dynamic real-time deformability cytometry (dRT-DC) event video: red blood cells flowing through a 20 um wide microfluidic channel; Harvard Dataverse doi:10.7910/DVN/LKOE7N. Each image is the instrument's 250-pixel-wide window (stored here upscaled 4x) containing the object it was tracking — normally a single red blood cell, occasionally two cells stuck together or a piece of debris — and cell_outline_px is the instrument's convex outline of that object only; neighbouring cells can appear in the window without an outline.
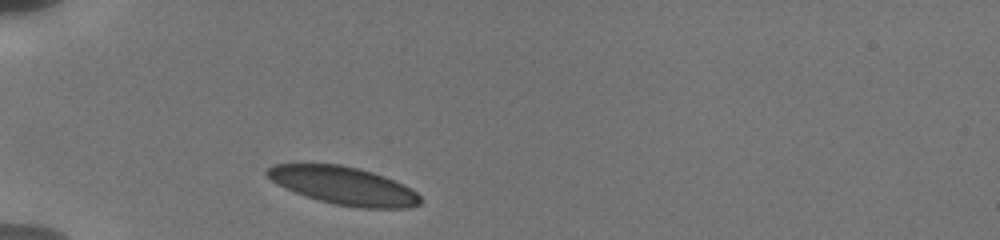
{"species": "human", "species_latin": "Homo sapiens", "temperature_condition": "cold", "stored_images_in_passage": 4, "camera_frame_rate_fps": 3000, "um_per_image_px": 0.085, "donor": {"sex": "male"}, "frame": {"image": 1, "passage_image": 1, "time_ms": 0.0, "image_size_px": [1000, 240], "cell_outline_px": [[420, 204], [404, 208], [364, 208], [336, 204], [320, 200], [296, 192], [272, 180], [264, 172], [272, 164], [340, 164], [372, 172], [384, 176], [404, 184], [412, 188], [420, 196]], "centroid_in_image_um": [29.25, 15.77], "position_along_channel_um": 55.8, "area_um2": 33.29}}
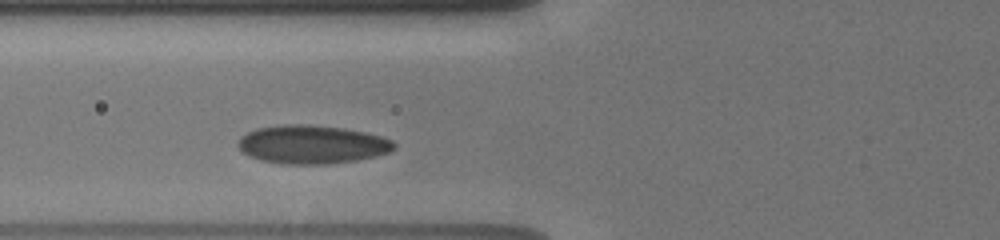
{"frame": {"image": 2, "passage_image": 3, "time_ms": 1.667, "image_size_px": [1000, 240], "cell_outline_px": [[396, 148], [392, 152], [356, 160], [328, 164], [284, 164], [260, 160], [248, 156], [236, 144], [240, 136], [256, 128], [284, 124], [304, 124], [344, 128], [364, 132], [380, 136], [392, 140], [396, 144]], "centroid_in_image_um": [26.51, 12.28], "position_along_channel_um": 99.3, "area_um2": 35.14}}